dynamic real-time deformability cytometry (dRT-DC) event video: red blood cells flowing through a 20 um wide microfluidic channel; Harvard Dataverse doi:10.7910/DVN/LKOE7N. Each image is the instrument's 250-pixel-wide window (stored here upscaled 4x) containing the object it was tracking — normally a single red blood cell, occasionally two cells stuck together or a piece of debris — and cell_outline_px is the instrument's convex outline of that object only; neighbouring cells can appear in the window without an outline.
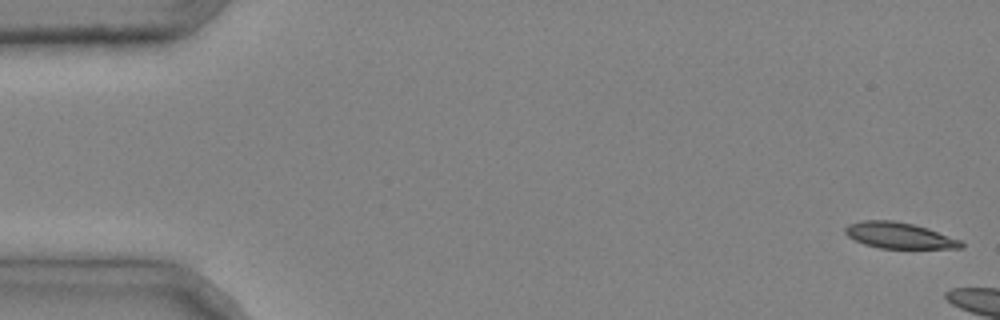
{"species": "common noctule bat (a hibernating species)", "species_latin": "Nyctalus noctula", "temperature_condition": "cold", "stored_images_in_passage": 4, "camera_frame_rate_fps": 3000, "um_per_image_px": 0.085, "animal": {"sex": "male", "body_mass_g": 20.4}, "frame": {"image": 1, "passage_image": 1, "time_ms": 0.0, "image_size_px": [1000, 320], "cell_outline_px": [[964, 248], [880, 248], [864, 244], [848, 236], [844, 232], [844, 228], [848, 224], [864, 220], [892, 220], [912, 224], [928, 228], [960, 240], [964, 244]], "centroid_in_image_um": [76.42, 20.01], "position_along_channel_um": 8.6, "area_um2": 17.46}}